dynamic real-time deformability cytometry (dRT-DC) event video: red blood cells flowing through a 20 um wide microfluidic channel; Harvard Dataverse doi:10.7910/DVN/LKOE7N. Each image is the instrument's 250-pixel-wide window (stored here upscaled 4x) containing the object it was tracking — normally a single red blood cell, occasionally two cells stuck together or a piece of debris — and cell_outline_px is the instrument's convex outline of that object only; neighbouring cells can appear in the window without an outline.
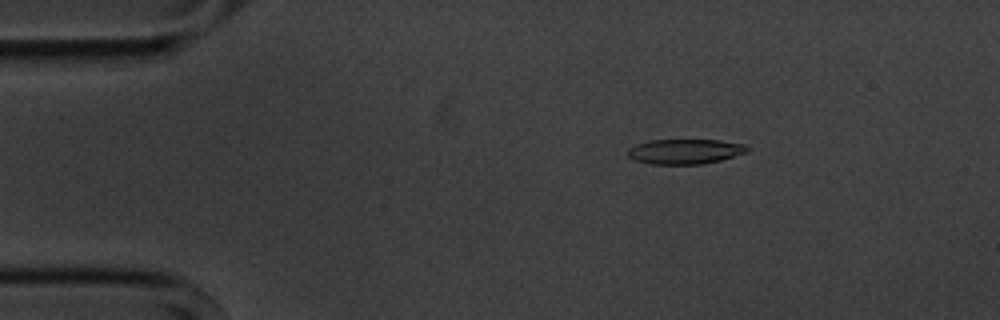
{"species": "common noctule bat (a hibernating species)", "species_latin": "Nyctalus noctula", "temperature_condition": "cold", "stored_images_in_passage": 5, "camera_frame_rate_fps": 3000, "um_per_image_px": 0.085, "animal": {"sex": "male", "body_mass_g": 20.1, "forearm_length_mm": 53.5}, "frame": {"image": 1, "passage_image": 3, "time_ms": 2.333, "image_size_px": [1000, 320], "cell_outline_px": [[748, 152], [720, 160], [700, 164], [648, 164], [636, 160], [628, 156], [628, 148], [636, 144], [648, 140], [720, 140], [744, 144], [748, 148]], "centroid_in_image_um": [58.2, 12.87], "position_along_channel_um": 26.8, "area_um2": 17.34}}
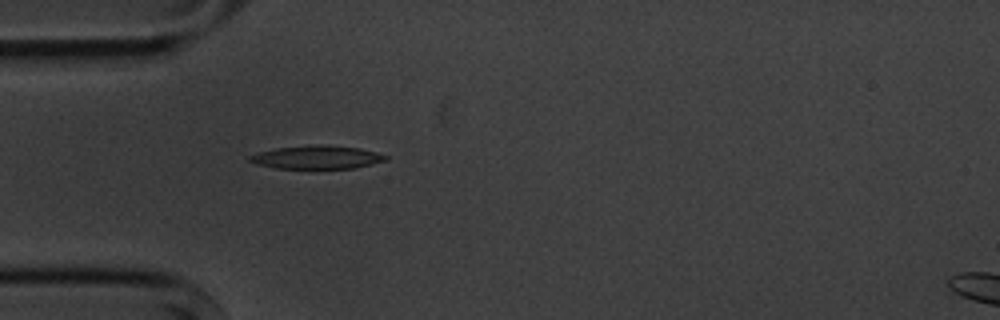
{"frame": {"image": 2, "passage_image": 5, "time_ms": 4.667, "image_size_px": [1000, 320], "cell_outline_px": [[388, 160], [372, 164], [352, 168], [276, 168], [256, 164], [248, 160], [248, 156], [260, 152], [276, 148], [360, 148], [376, 152], [388, 156]], "centroid_in_image_um": [26.94, 13.43], "position_along_channel_um": 58.1, "area_um2": 17.11}}